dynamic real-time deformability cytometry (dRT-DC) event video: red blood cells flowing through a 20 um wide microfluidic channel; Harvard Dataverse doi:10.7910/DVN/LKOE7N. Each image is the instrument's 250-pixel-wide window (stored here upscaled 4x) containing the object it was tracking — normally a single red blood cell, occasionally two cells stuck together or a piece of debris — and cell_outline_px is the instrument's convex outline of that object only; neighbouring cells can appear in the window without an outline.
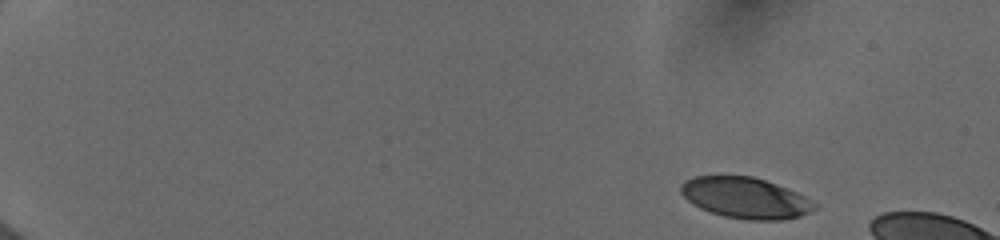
{"species": "human", "species_latin": "Homo sapiens", "temperature_condition": "cold", "stored_images_in_passage": 22, "camera_frame_rate_fps": 3000, "um_per_image_px": 0.085, "donor": {"sex": "female"}, "frame": {"image": 1, "passage_image": 1, "time_ms": 0.0, "image_size_px": [1000, 240], "cell_outline_px": [[816, 208], [800, 216], [784, 220], [748, 220], [724, 216], [700, 208], [692, 204], [680, 192], [680, 184], [684, 180], [696, 176], [752, 176], [776, 184], [796, 192], [804, 196], [816, 204]], "centroid_in_image_um": [63.33, 16.82], "position_along_channel_um": 21.7, "area_um2": 31.73}}